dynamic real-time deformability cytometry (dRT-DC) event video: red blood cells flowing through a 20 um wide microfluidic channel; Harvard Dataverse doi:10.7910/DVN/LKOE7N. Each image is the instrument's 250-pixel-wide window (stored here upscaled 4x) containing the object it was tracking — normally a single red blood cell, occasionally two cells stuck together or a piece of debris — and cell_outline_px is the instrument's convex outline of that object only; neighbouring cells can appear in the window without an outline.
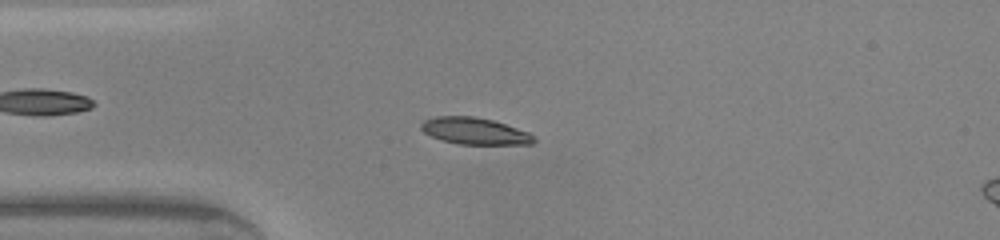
{"species": "common noctule bat (a hibernating species)", "species_latin": "Nyctalus noctula", "temperature_condition": "warm", "stored_images_in_passage": 46, "camera_frame_rate_fps": 3000, "um_per_image_px": 0.085, "animal": {"sex": "male", "body_mass_g": 20.0, "forearm_length_mm": 53.3}, "frame": {"image": 1, "passage_image": 11, "time_ms": 3.333, "image_size_px": [1000, 240], "cell_outline_px": [[536, 140], [532, 144], [460, 144], [440, 140], [424, 132], [420, 128], [420, 124], [424, 120], [436, 116], [476, 116], [492, 120], [528, 132]], "centroid_in_image_um": [40.31, 11.13], "position_along_channel_um": 44.7, "area_um2": 17.46}}
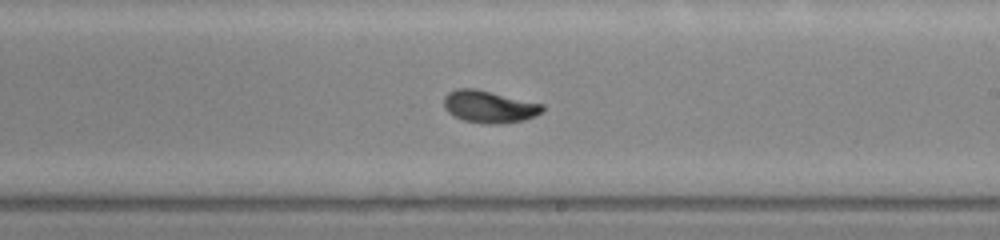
{"frame": {"image": 2, "passage_image": 26, "time_ms": 8.333, "image_size_px": [1000, 240], "cell_outline_px": [[544, 108], [536, 116], [524, 120], [500, 124], [488, 124], [464, 120], [448, 112], [444, 108], [444, 96], [448, 92], [456, 88], [476, 88], [544, 104]], "centroid_in_image_um": [41.58, 9.05], "position_along_channel_um": 247.4, "area_um2": 18.55}}
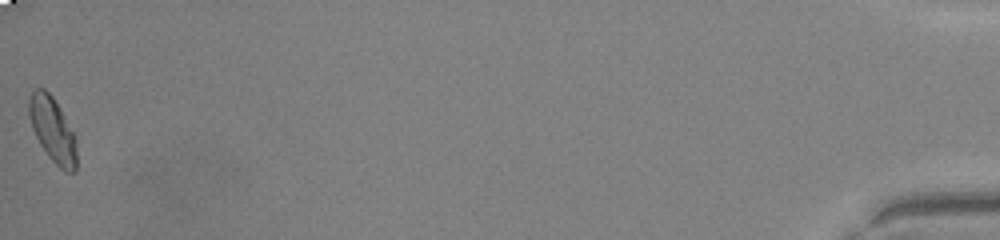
{"frame": {"image": 3, "passage_image": 46, "time_ms": 15.0, "image_size_px": [1000, 240], "cell_outline_px": [[76, 172], [64, 172], [48, 156], [40, 144], [32, 128], [28, 116], [28, 96], [32, 88], [44, 88], [52, 96], [60, 108], [76, 140]], "centroid_in_image_um": [4.44, 11.0], "position_along_channel_um": 430.8, "area_um2": 18.09}, "authors_computed_cell_mechanics": {"area_um2": 17.5712, "velocity_mm_per_s": 4.3362, "shape_relaxation_time_tau1_ms": 2.6764, "shape_relaxation_time_tau2_ms": null, "deformation_change_tau1": 0.1588, "deformation_change_tau2": null}}